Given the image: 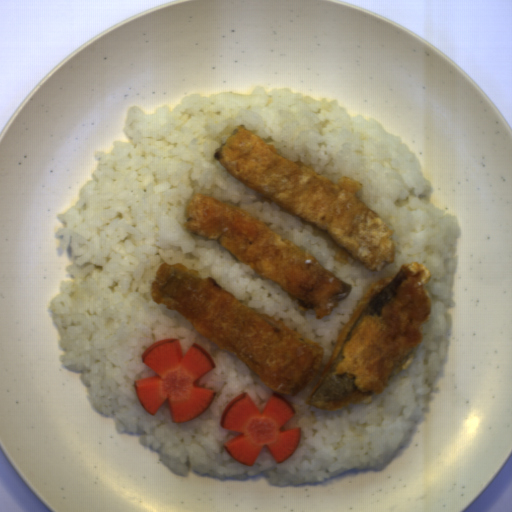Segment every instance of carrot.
I'll use <instances>...</instances> for the list:
<instances>
[{"label":"carrot","instance_id":"1","mask_svg":"<svg viewBox=\"0 0 512 512\" xmlns=\"http://www.w3.org/2000/svg\"><path fill=\"white\" fill-rule=\"evenodd\" d=\"M141 361L155 374L134 381L143 408L156 415L166 402L172 423L194 420L211 405L216 391L197 381L215 369L211 355L192 343L183 355L180 339H161L148 346Z\"/></svg>","mask_w":512,"mask_h":512},{"label":"carrot","instance_id":"2","mask_svg":"<svg viewBox=\"0 0 512 512\" xmlns=\"http://www.w3.org/2000/svg\"><path fill=\"white\" fill-rule=\"evenodd\" d=\"M291 403L277 393H272L261 412L248 393L234 397L223 409L219 425L237 433L222 446L234 461L253 466L263 448L277 464L288 460L296 451L301 437V427L282 430L295 415Z\"/></svg>","mask_w":512,"mask_h":512}]
</instances>
